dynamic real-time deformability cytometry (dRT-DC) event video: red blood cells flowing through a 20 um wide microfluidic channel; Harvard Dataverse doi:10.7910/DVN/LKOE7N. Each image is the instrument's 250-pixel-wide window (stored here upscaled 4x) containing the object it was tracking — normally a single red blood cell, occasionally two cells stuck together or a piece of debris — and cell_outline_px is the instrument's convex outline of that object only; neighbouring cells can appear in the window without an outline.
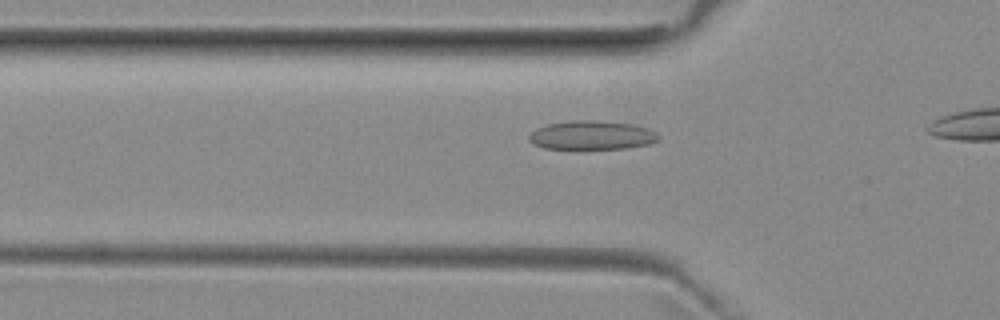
{"species": "common noctule bat (a hibernating species)", "species_latin": "Nyctalus noctula", "temperature_condition": "room temperature", "stored_images_in_passage": 19, "camera_frame_rate_fps": 3000, "um_per_image_px": 0.085, "animal": {"sex": "female", "body_mass_g": 29.2, "forearm_length_mm": 56.3}, "frame": {"image": 1, "passage_image": 10, "time_ms": 3.0, "image_size_px": [1000, 320], "cell_outline_px": [[660, 136], [656, 140], [648, 144], [628, 148], [544, 148], [532, 144], [528, 140], [528, 136], [536, 128], [548, 124], [572, 120], [600, 120], [632, 124], [648, 128], [656, 132]], "centroid_in_image_um": [50.29, 11.48], "position_along_channel_um": 75.5, "area_um2": 21.73}}
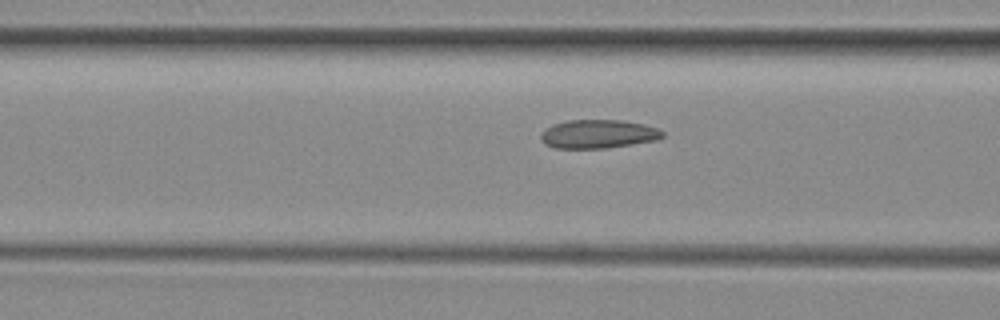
{"frame": {"image": 2, "passage_image": 13, "time_ms": 4.0, "image_size_px": [1000, 320], "cell_outline_px": [[664, 136], [656, 140], [632, 144], [604, 148], [556, 148], [544, 144], [540, 140], [540, 136], [552, 124], [568, 120], [624, 120], [644, 124], [656, 128], [664, 132]], "centroid_in_image_um": [50.85, 11.39], "position_along_channel_um": 115.8, "area_um2": 20.23}}
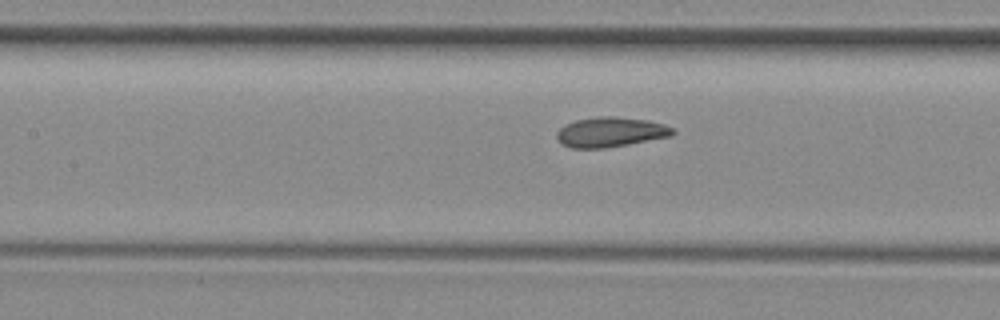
{"frame": {"image": 3, "passage_image": 16, "time_ms": 5.0, "image_size_px": [1000, 320], "cell_outline_px": [[676, 132], [672, 136], [628, 144], [604, 148], [572, 148], [564, 144], [556, 136], [556, 132], [564, 124], [576, 120], [600, 116], [616, 116], [648, 120], [664, 124], [676, 128]], "centroid_in_image_um": [51.94, 11.21], "position_along_channel_um": 155.5, "area_um2": 20.29}}